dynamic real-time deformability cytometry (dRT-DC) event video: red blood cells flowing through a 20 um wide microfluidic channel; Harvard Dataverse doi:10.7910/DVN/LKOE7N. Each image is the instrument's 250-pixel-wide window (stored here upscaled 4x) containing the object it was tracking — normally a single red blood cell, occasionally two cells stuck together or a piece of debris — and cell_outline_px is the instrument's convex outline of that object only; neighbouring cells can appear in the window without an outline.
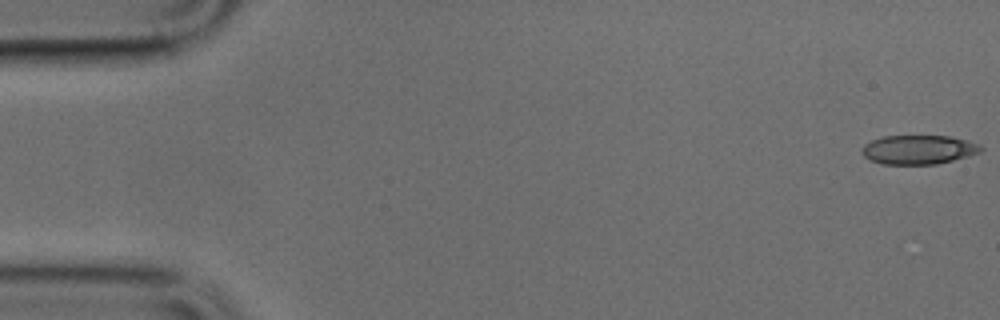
{"species": "common noctule bat (a hibernating species)", "species_latin": "Nyctalus noctula", "temperature_condition": "cold", "stored_images_in_passage": 50, "camera_frame_rate_fps": 3000, "um_per_image_px": 0.085, "animal": {"sex": "male", "body_mass_g": 17.9, "forearm_length_mm": 54.2}, "frame": {"image": 1, "passage_image": 1, "time_ms": 0.0, "image_size_px": [1000, 320], "cell_outline_px": [[984, 148], [980, 152], [968, 156], [936, 164], [884, 164], [872, 160], [864, 156], [860, 152], [860, 148], [864, 144], [872, 140], [884, 136], [948, 136], [980, 144]], "centroid_in_image_um": [78.05, 12.72], "position_along_channel_um": 6.9, "area_um2": 20.06}}
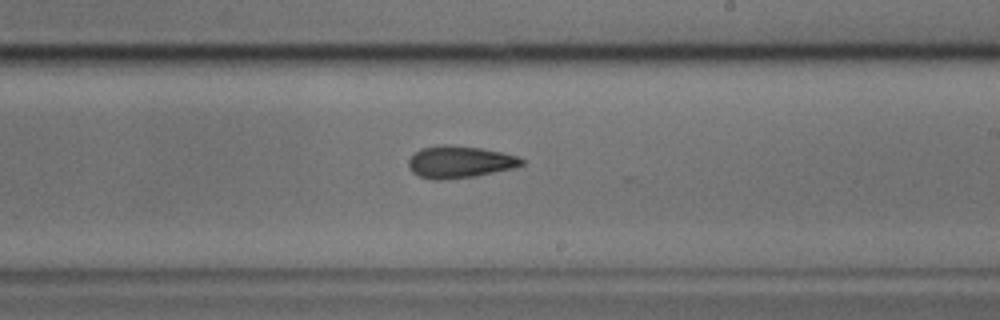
{"frame": {"image": 2, "passage_image": 29, "time_ms": 9.333, "image_size_px": [1000, 320], "cell_outline_px": [[524, 164], [516, 168], [476, 176], [440, 180], [432, 180], [420, 176], [412, 172], [408, 168], [408, 160], [420, 148], [444, 144], [448, 144], [480, 148], [500, 152], [516, 156], [524, 160]], "centroid_in_image_um": [39.07, 13.77], "position_along_channel_um": 249.9, "area_um2": 21.21}}
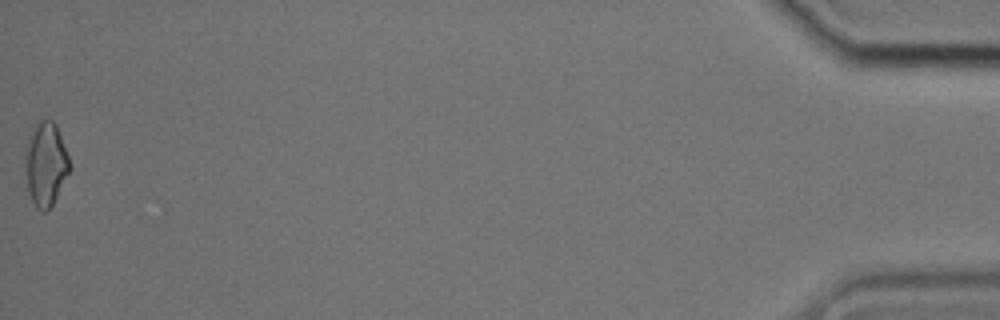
{"frame": {"image": 3, "passage_image": 50, "time_ms": 16.333, "image_size_px": [1000, 320], "cell_outline_px": [[72, 168], [48, 212], [44, 212], [36, 208], [28, 192], [24, 172], [24, 148], [28, 136], [32, 128], [40, 120], [48, 116], [56, 124], [72, 164]], "centroid_in_image_um": [3.87, 13.92], "position_along_channel_um": 431.3, "area_um2": 22.54}}